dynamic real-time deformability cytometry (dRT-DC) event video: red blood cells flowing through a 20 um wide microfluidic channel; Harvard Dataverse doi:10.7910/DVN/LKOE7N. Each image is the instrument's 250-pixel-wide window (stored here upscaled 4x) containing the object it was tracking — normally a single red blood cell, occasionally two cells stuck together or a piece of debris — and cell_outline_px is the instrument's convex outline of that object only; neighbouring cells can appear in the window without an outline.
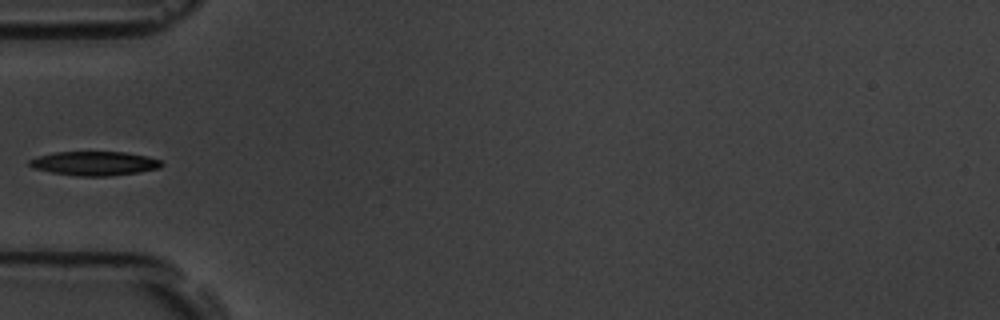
{"species": "common noctule bat (a hibernating species)", "species_latin": "Nyctalus noctula", "temperature_condition": "room temperature", "stored_images_in_passage": 4, "camera_frame_rate_fps": 3000, "um_per_image_px": 0.085, "animal": {"sex": "male", "body_mass_g": 19.5, "forearm_length_mm": 54.6}, "frame": {"image": 1, "passage_image": 4, "time_ms": 1.0, "image_size_px": [1000, 320], "cell_outline_px": [[164, 164], [160, 168], [136, 172], [108, 176], [80, 176], [52, 172], [32, 168], [28, 164], [28, 160], [36, 156], [56, 152], [124, 152], [148, 156], [160, 160]], "centroid_in_image_um": [8.01, 13.88], "position_along_channel_um": 77.0, "area_um2": 18.5}}